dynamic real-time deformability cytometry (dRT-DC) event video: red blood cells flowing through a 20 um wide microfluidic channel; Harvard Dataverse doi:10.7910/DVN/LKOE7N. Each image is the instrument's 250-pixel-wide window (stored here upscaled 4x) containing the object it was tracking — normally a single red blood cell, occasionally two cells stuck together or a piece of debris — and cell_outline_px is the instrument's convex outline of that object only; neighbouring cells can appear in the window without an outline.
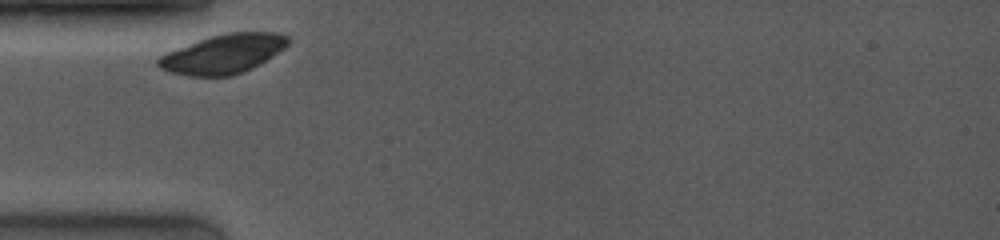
{"species": "common noctule bat (a hibernating species)", "species_latin": "Nyctalus noctula", "temperature_condition": "room temperature", "stored_images_in_passage": 12, "camera_frame_rate_fps": 4000, "um_per_image_px": 0.085, "animal": {"sex": "female", "body_mass_g": 19.0, "forearm_length_mm": 53.3}, "frame": {"image": 1, "passage_image": 1, "time_ms": 0.0, "image_size_px": [1000, 240], "cell_outline_px": [[288, 44], [284, 48], [272, 56], [252, 68], [232, 76], [188, 76], [172, 72], [160, 68], [156, 64], [156, 60], [160, 56], [168, 52], [208, 36], [224, 32], [276, 32], [288, 36]], "centroid_in_image_um": [18.97, 4.57], "position_along_channel_um": 66.0, "area_um2": 29.48}}